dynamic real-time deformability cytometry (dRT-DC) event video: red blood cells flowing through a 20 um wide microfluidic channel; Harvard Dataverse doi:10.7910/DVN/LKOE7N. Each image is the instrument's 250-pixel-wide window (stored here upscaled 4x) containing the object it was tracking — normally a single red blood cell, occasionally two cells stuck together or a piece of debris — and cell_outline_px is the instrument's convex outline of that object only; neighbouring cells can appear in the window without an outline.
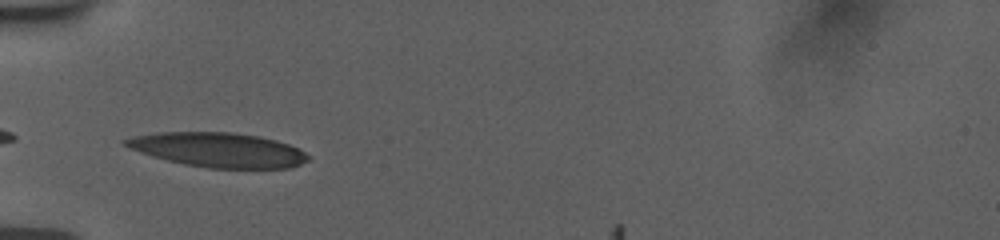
{"species": "human", "species_latin": "Homo sapiens", "temperature_condition": "room temperature", "stored_images_in_passage": 37, "camera_frame_rate_fps": 3000, "um_per_image_px": 0.085, "donor": {"sex": "female"}, "frame": {"image": 1, "passage_image": 1, "time_ms": 0.0, "image_size_px": [1000, 240], "cell_outline_px": [[312, 156], [308, 160], [300, 164], [288, 168], [208, 168], [184, 164], [152, 156], [140, 152], [124, 144], [120, 140], [136, 136], [160, 132], [232, 132], [260, 136], [276, 140], [300, 148]], "centroid_in_image_um": [18.61, 12.73], "position_along_channel_um": 66.4, "area_um2": 36.7}}
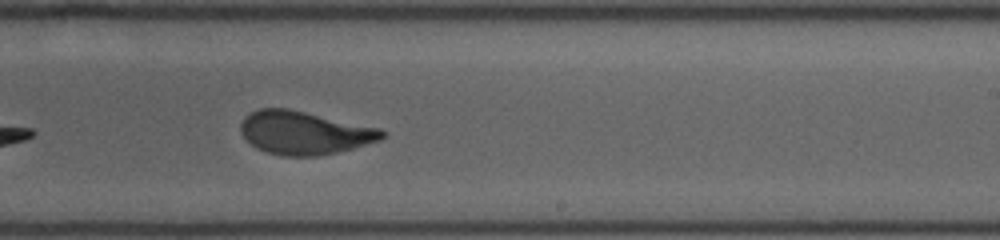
{"frame": {"image": 2, "passage_image": 17, "time_ms": 5.333, "image_size_px": [1000, 240], "cell_outline_px": [[388, 132], [380, 140], [352, 148], [336, 152], [316, 156], [280, 156], [256, 148], [240, 132], [240, 124], [244, 116], [260, 108], [288, 108], [380, 128]], "centroid_in_image_um": [25.86, 11.28], "position_along_channel_um": 263.1, "area_um2": 35.49}}
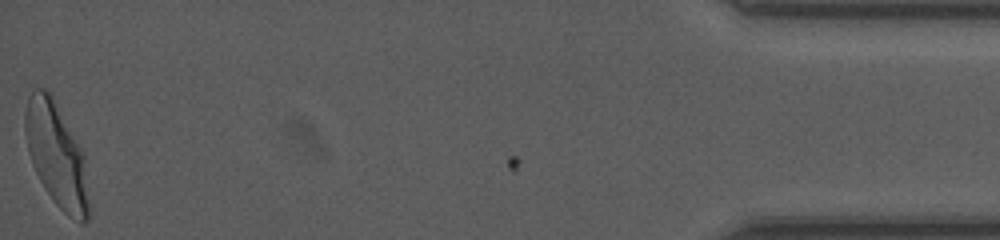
{"frame": {"image": 3, "passage_image": 37, "time_ms": 12.0, "image_size_px": [1000, 240], "cell_outline_px": [[88, 220], [84, 224], [80, 224], [68, 216], [56, 204], [44, 188], [32, 164], [28, 152], [24, 132], [24, 112], [28, 96], [36, 88], [44, 88], [52, 96], [80, 148], [84, 156], [88, 204]], "centroid_in_image_um": [4.76, 13.19], "position_along_channel_um": 430.4, "area_um2": 38.09}, "authors_computed_cell_mechanics": {"area_um2": 36.125, "velocity_mm_per_s": 3.7627, "shape_relaxation_time_tau1_ms": 4.8066, "shape_relaxation_time_tau2_ms": 1.0071, "deformation_change_tau1": 0.2013, "deformation_change_tau2": 0.0781}}